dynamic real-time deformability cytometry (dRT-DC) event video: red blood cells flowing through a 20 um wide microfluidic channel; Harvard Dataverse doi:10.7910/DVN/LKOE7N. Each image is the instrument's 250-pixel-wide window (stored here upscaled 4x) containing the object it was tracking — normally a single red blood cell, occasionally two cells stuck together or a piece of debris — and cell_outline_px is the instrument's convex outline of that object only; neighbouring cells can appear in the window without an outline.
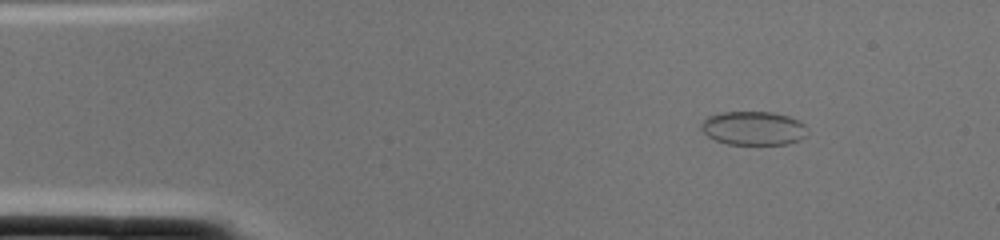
{"species": "common noctule bat (a hibernating species)", "species_latin": "Nyctalus noctula", "temperature_condition": "cold", "stored_images_in_passage": 1, "camera_frame_rate_fps": 3000, "um_per_image_px": 0.085, "animal": {"sex": "female", "body_mass_g": 22.0, "forearm_length_mm": 56.7}, "frame": {"image": 1, "passage_image": 1, "time_ms": 0.0, "image_size_px": [1000, 240], "cell_outline_px": [[808, 128], [804, 136], [800, 140], [788, 144], [728, 144], [716, 140], [708, 136], [700, 128], [700, 124], [708, 116], [724, 112], [772, 112], [788, 116], [800, 120]], "centroid_in_image_um": [64.06, 10.9], "position_along_channel_um": 20.9, "area_um2": 20.92}}